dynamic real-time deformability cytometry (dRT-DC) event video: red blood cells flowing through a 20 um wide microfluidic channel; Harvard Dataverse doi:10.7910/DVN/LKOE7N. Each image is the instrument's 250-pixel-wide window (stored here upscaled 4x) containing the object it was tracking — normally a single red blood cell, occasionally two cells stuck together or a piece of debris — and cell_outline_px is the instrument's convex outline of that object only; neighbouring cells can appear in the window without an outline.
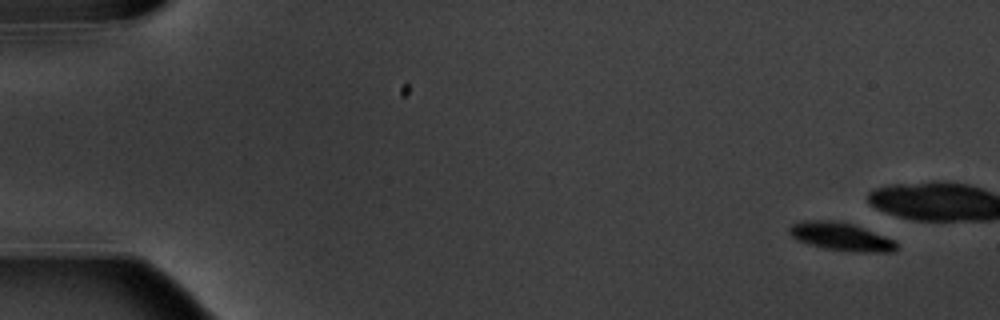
{"species": "common noctule bat (a hibernating species)", "species_latin": "Nyctalus noctula", "temperature_condition": "warm", "stored_images_in_passage": 5, "camera_frame_rate_fps": 3000, "um_per_image_px": 0.085, "animal": {"sex": "male", "body_mass_g": 20.1, "forearm_length_mm": 53.5}, "frame": {"image": 1, "passage_image": 1, "time_ms": 0.0, "image_size_px": [1000, 320], "cell_outline_px": [[896, 248], [892, 252], [860, 252], [824, 248], [796, 240], [788, 232], [788, 228], [792, 224], [800, 220], [832, 220], [852, 224], [864, 228], [896, 240]], "centroid_in_image_um": [71.46, 20.1], "position_along_channel_um": 13.5, "area_um2": 17.51}}